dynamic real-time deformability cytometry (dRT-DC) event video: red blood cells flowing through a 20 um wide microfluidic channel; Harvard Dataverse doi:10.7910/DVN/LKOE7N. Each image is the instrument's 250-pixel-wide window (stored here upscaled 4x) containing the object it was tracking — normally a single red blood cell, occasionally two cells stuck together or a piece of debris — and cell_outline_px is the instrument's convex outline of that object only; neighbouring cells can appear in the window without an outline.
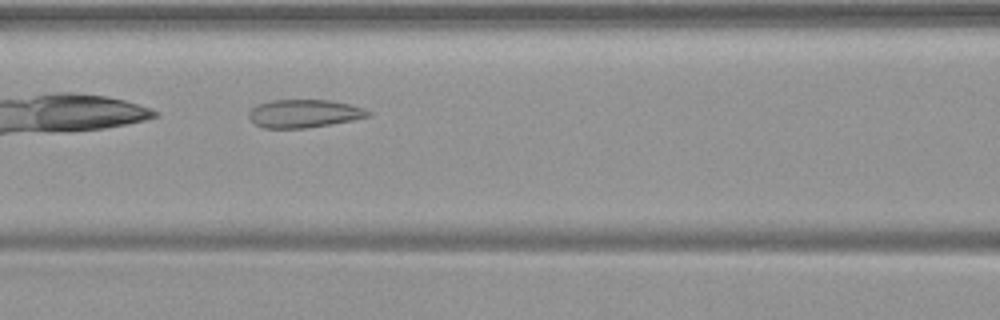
{"species": "common noctule bat (a hibernating species)", "species_latin": "Nyctalus noctula", "temperature_condition": "warm", "stored_images_in_passage": 30, "camera_frame_rate_fps": 3000, "um_per_image_px": 0.085, "animal": {"sex": "female", "body_mass_g": 19.9}, "frame": {"image": 1, "passage_image": 7, "time_ms": 2.0, "image_size_px": [1000, 320], "cell_outline_px": [[372, 116], [352, 120], [308, 128], [264, 128], [256, 124], [248, 116], [248, 112], [256, 104], [272, 100], [332, 100], [364, 108], [372, 112]], "centroid_in_image_um": [25.86, 9.65], "position_along_channel_um": 140.7, "area_um2": 19.59}}
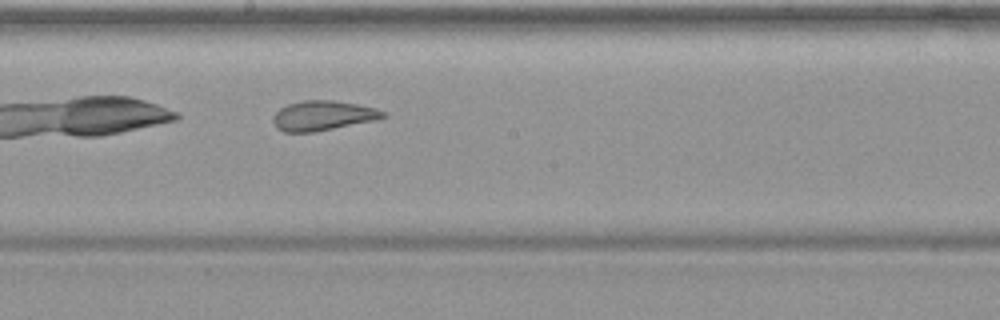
{"frame": {"image": 2, "passage_image": 13, "time_ms": 4.0, "image_size_px": [1000, 320], "cell_outline_px": [[388, 116], [376, 120], [312, 132], [284, 132], [276, 128], [272, 120], [272, 116], [280, 108], [288, 104], [304, 100], [332, 100], [356, 104], [376, 108], [388, 112]], "centroid_in_image_um": [27.45, 9.82], "position_along_channel_um": 220.7, "area_um2": 19.13}}
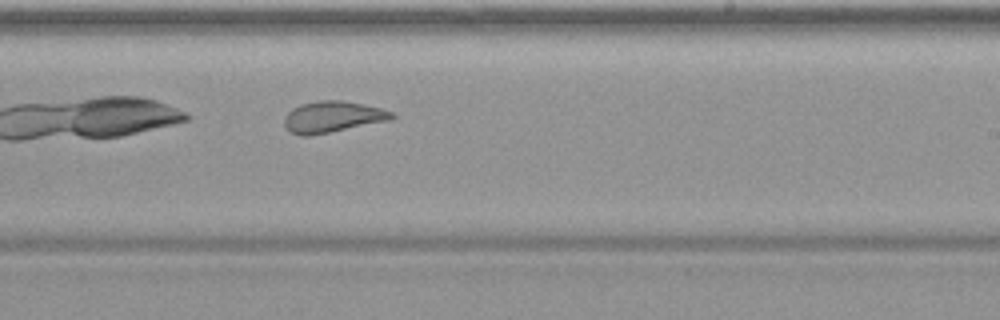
{"frame": {"image": 3, "passage_image": 16, "time_ms": 5.0, "image_size_px": [1000, 320], "cell_outline_px": [[396, 116], [392, 120], [308, 136], [300, 136], [292, 132], [284, 124], [284, 116], [292, 108], [300, 104], [320, 100], [340, 100], [380, 108], [392, 112]], "centroid_in_image_um": [28.26, 9.93], "position_along_channel_um": 260.7, "area_um2": 19.42}}